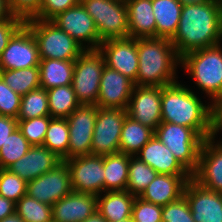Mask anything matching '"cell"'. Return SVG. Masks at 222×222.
<instances>
[{
    "mask_svg": "<svg viewBox=\"0 0 222 222\" xmlns=\"http://www.w3.org/2000/svg\"><path fill=\"white\" fill-rule=\"evenodd\" d=\"M222 21L217 0L182 5L181 17L170 39L177 54H184L221 44Z\"/></svg>",
    "mask_w": 222,
    "mask_h": 222,
    "instance_id": "cell-1",
    "label": "cell"
},
{
    "mask_svg": "<svg viewBox=\"0 0 222 222\" xmlns=\"http://www.w3.org/2000/svg\"><path fill=\"white\" fill-rule=\"evenodd\" d=\"M178 81L162 86L161 120L192 128L203 140L212 137L213 105Z\"/></svg>",
    "mask_w": 222,
    "mask_h": 222,
    "instance_id": "cell-2",
    "label": "cell"
},
{
    "mask_svg": "<svg viewBox=\"0 0 222 222\" xmlns=\"http://www.w3.org/2000/svg\"><path fill=\"white\" fill-rule=\"evenodd\" d=\"M138 73L136 86L162 87L177 82L181 57L168 38L137 39Z\"/></svg>",
    "mask_w": 222,
    "mask_h": 222,
    "instance_id": "cell-3",
    "label": "cell"
},
{
    "mask_svg": "<svg viewBox=\"0 0 222 222\" xmlns=\"http://www.w3.org/2000/svg\"><path fill=\"white\" fill-rule=\"evenodd\" d=\"M196 86L211 98L212 105L222 101V46L197 49L181 57V65Z\"/></svg>",
    "mask_w": 222,
    "mask_h": 222,
    "instance_id": "cell-4",
    "label": "cell"
},
{
    "mask_svg": "<svg viewBox=\"0 0 222 222\" xmlns=\"http://www.w3.org/2000/svg\"><path fill=\"white\" fill-rule=\"evenodd\" d=\"M25 25L36 40L40 59L75 60L85 51L50 20L30 19Z\"/></svg>",
    "mask_w": 222,
    "mask_h": 222,
    "instance_id": "cell-5",
    "label": "cell"
},
{
    "mask_svg": "<svg viewBox=\"0 0 222 222\" xmlns=\"http://www.w3.org/2000/svg\"><path fill=\"white\" fill-rule=\"evenodd\" d=\"M154 135L169 148L178 162L191 175L195 173L204 140L192 128L161 122L155 129Z\"/></svg>",
    "mask_w": 222,
    "mask_h": 222,
    "instance_id": "cell-6",
    "label": "cell"
},
{
    "mask_svg": "<svg viewBox=\"0 0 222 222\" xmlns=\"http://www.w3.org/2000/svg\"><path fill=\"white\" fill-rule=\"evenodd\" d=\"M94 20L101 41L128 38V10L125 0H80Z\"/></svg>",
    "mask_w": 222,
    "mask_h": 222,
    "instance_id": "cell-7",
    "label": "cell"
},
{
    "mask_svg": "<svg viewBox=\"0 0 222 222\" xmlns=\"http://www.w3.org/2000/svg\"><path fill=\"white\" fill-rule=\"evenodd\" d=\"M104 67L105 59L99 50H85L74 60L71 85L80 104L96 105Z\"/></svg>",
    "mask_w": 222,
    "mask_h": 222,
    "instance_id": "cell-8",
    "label": "cell"
},
{
    "mask_svg": "<svg viewBox=\"0 0 222 222\" xmlns=\"http://www.w3.org/2000/svg\"><path fill=\"white\" fill-rule=\"evenodd\" d=\"M127 111L99 108L92 137L91 154L106 156L119 152L120 135Z\"/></svg>",
    "mask_w": 222,
    "mask_h": 222,
    "instance_id": "cell-9",
    "label": "cell"
},
{
    "mask_svg": "<svg viewBox=\"0 0 222 222\" xmlns=\"http://www.w3.org/2000/svg\"><path fill=\"white\" fill-rule=\"evenodd\" d=\"M50 21L70 35L85 50L99 49L102 41L98 36L94 20L81 2L66 11L58 13Z\"/></svg>",
    "mask_w": 222,
    "mask_h": 222,
    "instance_id": "cell-10",
    "label": "cell"
},
{
    "mask_svg": "<svg viewBox=\"0 0 222 222\" xmlns=\"http://www.w3.org/2000/svg\"><path fill=\"white\" fill-rule=\"evenodd\" d=\"M73 191L98 196L104 192L103 156L84 155L65 160Z\"/></svg>",
    "mask_w": 222,
    "mask_h": 222,
    "instance_id": "cell-11",
    "label": "cell"
},
{
    "mask_svg": "<svg viewBox=\"0 0 222 222\" xmlns=\"http://www.w3.org/2000/svg\"><path fill=\"white\" fill-rule=\"evenodd\" d=\"M98 106L80 104L66 119L69 126L68 159L91 154Z\"/></svg>",
    "mask_w": 222,
    "mask_h": 222,
    "instance_id": "cell-12",
    "label": "cell"
},
{
    "mask_svg": "<svg viewBox=\"0 0 222 222\" xmlns=\"http://www.w3.org/2000/svg\"><path fill=\"white\" fill-rule=\"evenodd\" d=\"M72 191L69 167L62 161L55 168L27 182L26 194L52 206Z\"/></svg>",
    "mask_w": 222,
    "mask_h": 222,
    "instance_id": "cell-13",
    "label": "cell"
},
{
    "mask_svg": "<svg viewBox=\"0 0 222 222\" xmlns=\"http://www.w3.org/2000/svg\"><path fill=\"white\" fill-rule=\"evenodd\" d=\"M40 56L31 30L24 24L9 40L0 57V70L39 66Z\"/></svg>",
    "mask_w": 222,
    "mask_h": 222,
    "instance_id": "cell-14",
    "label": "cell"
},
{
    "mask_svg": "<svg viewBox=\"0 0 222 222\" xmlns=\"http://www.w3.org/2000/svg\"><path fill=\"white\" fill-rule=\"evenodd\" d=\"M99 52L104 56L105 65L120 72L134 82L138 73L137 39L118 38L102 41Z\"/></svg>",
    "mask_w": 222,
    "mask_h": 222,
    "instance_id": "cell-15",
    "label": "cell"
},
{
    "mask_svg": "<svg viewBox=\"0 0 222 222\" xmlns=\"http://www.w3.org/2000/svg\"><path fill=\"white\" fill-rule=\"evenodd\" d=\"M162 87L134 86L127 115L155 131L161 120Z\"/></svg>",
    "mask_w": 222,
    "mask_h": 222,
    "instance_id": "cell-16",
    "label": "cell"
},
{
    "mask_svg": "<svg viewBox=\"0 0 222 222\" xmlns=\"http://www.w3.org/2000/svg\"><path fill=\"white\" fill-rule=\"evenodd\" d=\"M194 222H222V193L207 189L191 178L184 189Z\"/></svg>",
    "mask_w": 222,
    "mask_h": 222,
    "instance_id": "cell-17",
    "label": "cell"
},
{
    "mask_svg": "<svg viewBox=\"0 0 222 222\" xmlns=\"http://www.w3.org/2000/svg\"><path fill=\"white\" fill-rule=\"evenodd\" d=\"M192 178L201 186L222 193V141L210 137L202 142Z\"/></svg>",
    "mask_w": 222,
    "mask_h": 222,
    "instance_id": "cell-18",
    "label": "cell"
},
{
    "mask_svg": "<svg viewBox=\"0 0 222 222\" xmlns=\"http://www.w3.org/2000/svg\"><path fill=\"white\" fill-rule=\"evenodd\" d=\"M134 86L132 80L105 65L96 105L99 108L126 110Z\"/></svg>",
    "mask_w": 222,
    "mask_h": 222,
    "instance_id": "cell-19",
    "label": "cell"
},
{
    "mask_svg": "<svg viewBox=\"0 0 222 222\" xmlns=\"http://www.w3.org/2000/svg\"><path fill=\"white\" fill-rule=\"evenodd\" d=\"M97 211V196L72 191L52 205L53 222H82Z\"/></svg>",
    "mask_w": 222,
    "mask_h": 222,
    "instance_id": "cell-20",
    "label": "cell"
},
{
    "mask_svg": "<svg viewBox=\"0 0 222 222\" xmlns=\"http://www.w3.org/2000/svg\"><path fill=\"white\" fill-rule=\"evenodd\" d=\"M61 162L62 159L49 148L32 146L23 157L14 162L8 169L24 181L30 182L55 168Z\"/></svg>",
    "mask_w": 222,
    "mask_h": 222,
    "instance_id": "cell-21",
    "label": "cell"
},
{
    "mask_svg": "<svg viewBox=\"0 0 222 222\" xmlns=\"http://www.w3.org/2000/svg\"><path fill=\"white\" fill-rule=\"evenodd\" d=\"M191 178L192 175L157 174L139 198L155 205L166 206L183 196L186 184Z\"/></svg>",
    "mask_w": 222,
    "mask_h": 222,
    "instance_id": "cell-22",
    "label": "cell"
},
{
    "mask_svg": "<svg viewBox=\"0 0 222 222\" xmlns=\"http://www.w3.org/2000/svg\"><path fill=\"white\" fill-rule=\"evenodd\" d=\"M136 157L153 168L158 174L191 175L156 135L141 148Z\"/></svg>",
    "mask_w": 222,
    "mask_h": 222,
    "instance_id": "cell-23",
    "label": "cell"
},
{
    "mask_svg": "<svg viewBox=\"0 0 222 222\" xmlns=\"http://www.w3.org/2000/svg\"><path fill=\"white\" fill-rule=\"evenodd\" d=\"M128 10L129 37H156V19L152 0H125Z\"/></svg>",
    "mask_w": 222,
    "mask_h": 222,
    "instance_id": "cell-24",
    "label": "cell"
},
{
    "mask_svg": "<svg viewBox=\"0 0 222 222\" xmlns=\"http://www.w3.org/2000/svg\"><path fill=\"white\" fill-rule=\"evenodd\" d=\"M103 193L97 196V211L108 222L132 218V207L136 196L131 195L127 190Z\"/></svg>",
    "mask_w": 222,
    "mask_h": 222,
    "instance_id": "cell-25",
    "label": "cell"
},
{
    "mask_svg": "<svg viewBox=\"0 0 222 222\" xmlns=\"http://www.w3.org/2000/svg\"><path fill=\"white\" fill-rule=\"evenodd\" d=\"M156 37L171 39L177 31L182 12L179 0H152Z\"/></svg>",
    "mask_w": 222,
    "mask_h": 222,
    "instance_id": "cell-26",
    "label": "cell"
},
{
    "mask_svg": "<svg viewBox=\"0 0 222 222\" xmlns=\"http://www.w3.org/2000/svg\"><path fill=\"white\" fill-rule=\"evenodd\" d=\"M40 87L49 90L72 84L74 60L41 59Z\"/></svg>",
    "mask_w": 222,
    "mask_h": 222,
    "instance_id": "cell-27",
    "label": "cell"
},
{
    "mask_svg": "<svg viewBox=\"0 0 222 222\" xmlns=\"http://www.w3.org/2000/svg\"><path fill=\"white\" fill-rule=\"evenodd\" d=\"M129 161L130 156L121 152L103 156L104 192L126 190Z\"/></svg>",
    "mask_w": 222,
    "mask_h": 222,
    "instance_id": "cell-28",
    "label": "cell"
},
{
    "mask_svg": "<svg viewBox=\"0 0 222 222\" xmlns=\"http://www.w3.org/2000/svg\"><path fill=\"white\" fill-rule=\"evenodd\" d=\"M154 134L153 129L142 125L127 115L120 135L119 152L136 156Z\"/></svg>",
    "mask_w": 222,
    "mask_h": 222,
    "instance_id": "cell-29",
    "label": "cell"
},
{
    "mask_svg": "<svg viewBox=\"0 0 222 222\" xmlns=\"http://www.w3.org/2000/svg\"><path fill=\"white\" fill-rule=\"evenodd\" d=\"M0 77L14 92L21 96L40 88L39 66L17 70H0Z\"/></svg>",
    "mask_w": 222,
    "mask_h": 222,
    "instance_id": "cell-30",
    "label": "cell"
},
{
    "mask_svg": "<svg viewBox=\"0 0 222 222\" xmlns=\"http://www.w3.org/2000/svg\"><path fill=\"white\" fill-rule=\"evenodd\" d=\"M49 114L52 118L66 119L79 105L72 85L47 90Z\"/></svg>",
    "mask_w": 222,
    "mask_h": 222,
    "instance_id": "cell-31",
    "label": "cell"
},
{
    "mask_svg": "<svg viewBox=\"0 0 222 222\" xmlns=\"http://www.w3.org/2000/svg\"><path fill=\"white\" fill-rule=\"evenodd\" d=\"M43 146L49 148L62 161L68 160L69 126L67 119L52 118L50 120Z\"/></svg>",
    "mask_w": 222,
    "mask_h": 222,
    "instance_id": "cell-32",
    "label": "cell"
},
{
    "mask_svg": "<svg viewBox=\"0 0 222 222\" xmlns=\"http://www.w3.org/2000/svg\"><path fill=\"white\" fill-rule=\"evenodd\" d=\"M157 172L136 156H130L126 190L139 197L157 176Z\"/></svg>",
    "mask_w": 222,
    "mask_h": 222,
    "instance_id": "cell-33",
    "label": "cell"
},
{
    "mask_svg": "<svg viewBox=\"0 0 222 222\" xmlns=\"http://www.w3.org/2000/svg\"><path fill=\"white\" fill-rule=\"evenodd\" d=\"M50 116L47 90L38 88L21 97V105L17 120L33 119Z\"/></svg>",
    "mask_w": 222,
    "mask_h": 222,
    "instance_id": "cell-34",
    "label": "cell"
},
{
    "mask_svg": "<svg viewBox=\"0 0 222 222\" xmlns=\"http://www.w3.org/2000/svg\"><path fill=\"white\" fill-rule=\"evenodd\" d=\"M15 212L24 222H53L52 206L25 194L15 205Z\"/></svg>",
    "mask_w": 222,
    "mask_h": 222,
    "instance_id": "cell-35",
    "label": "cell"
},
{
    "mask_svg": "<svg viewBox=\"0 0 222 222\" xmlns=\"http://www.w3.org/2000/svg\"><path fill=\"white\" fill-rule=\"evenodd\" d=\"M32 147L28 140L16 128L3 143L0 150V168L8 169L14 162L23 157Z\"/></svg>",
    "mask_w": 222,
    "mask_h": 222,
    "instance_id": "cell-36",
    "label": "cell"
},
{
    "mask_svg": "<svg viewBox=\"0 0 222 222\" xmlns=\"http://www.w3.org/2000/svg\"><path fill=\"white\" fill-rule=\"evenodd\" d=\"M51 116L18 120V129L32 146H43Z\"/></svg>",
    "mask_w": 222,
    "mask_h": 222,
    "instance_id": "cell-37",
    "label": "cell"
},
{
    "mask_svg": "<svg viewBox=\"0 0 222 222\" xmlns=\"http://www.w3.org/2000/svg\"><path fill=\"white\" fill-rule=\"evenodd\" d=\"M26 192V181L9 169L0 168V196L16 203Z\"/></svg>",
    "mask_w": 222,
    "mask_h": 222,
    "instance_id": "cell-38",
    "label": "cell"
},
{
    "mask_svg": "<svg viewBox=\"0 0 222 222\" xmlns=\"http://www.w3.org/2000/svg\"><path fill=\"white\" fill-rule=\"evenodd\" d=\"M162 222H194L189 204L184 196L162 207Z\"/></svg>",
    "mask_w": 222,
    "mask_h": 222,
    "instance_id": "cell-39",
    "label": "cell"
},
{
    "mask_svg": "<svg viewBox=\"0 0 222 222\" xmlns=\"http://www.w3.org/2000/svg\"><path fill=\"white\" fill-rule=\"evenodd\" d=\"M21 95L14 92L0 77V116L18 117Z\"/></svg>",
    "mask_w": 222,
    "mask_h": 222,
    "instance_id": "cell-40",
    "label": "cell"
},
{
    "mask_svg": "<svg viewBox=\"0 0 222 222\" xmlns=\"http://www.w3.org/2000/svg\"><path fill=\"white\" fill-rule=\"evenodd\" d=\"M162 206L136 197L132 207V220L136 222H162Z\"/></svg>",
    "mask_w": 222,
    "mask_h": 222,
    "instance_id": "cell-41",
    "label": "cell"
},
{
    "mask_svg": "<svg viewBox=\"0 0 222 222\" xmlns=\"http://www.w3.org/2000/svg\"><path fill=\"white\" fill-rule=\"evenodd\" d=\"M41 3L42 0H8L11 14L24 22L39 15Z\"/></svg>",
    "mask_w": 222,
    "mask_h": 222,
    "instance_id": "cell-42",
    "label": "cell"
},
{
    "mask_svg": "<svg viewBox=\"0 0 222 222\" xmlns=\"http://www.w3.org/2000/svg\"><path fill=\"white\" fill-rule=\"evenodd\" d=\"M80 0H42L39 15L35 19L51 20L58 13L77 5Z\"/></svg>",
    "mask_w": 222,
    "mask_h": 222,
    "instance_id": "cell-43",
    "label": "cell"
},
{
    "mask_svg": "<svg viewBox=\"0 0 222 222\" xmlns=\"http://www.w3.org/2000/svg\"><path fill=\"white\" fill-rule=\"evenodd\" d=\"M25 24V22L16 16L0 22V57L7 47L12 36Z\"/></svg>",
    "mask_w": 222,
    "mask_h": 222,
    "instance_id": "cell-44",
    "label": "cell"
},
{
    "mask_svg": "<svg viewBox=\"0 0 222 222\" xmlns=\"http://www.w3.org/2000/svg\"><path fill=\"white\" fill-rule=\"evenodd\" d=\"M18 128V120L9 116H0V150L9 135Z\"/></svg>",
    "mask_w": 222,
    "mask_h": 222,
    "instance_id": "cell-45",
    "label": "cell"
},
{
    "mask_svg": "<svg viewBox=\"0 0 222 222\" xmlns=\"http://www.w3.org/2000/svg\"><path fill=\"white\" fill-rule=\"evenodd\" d=\"M222 130V101L213 105V132L212 137L216 138L217 133Z\"/></svg>",
    "mask_w": 222,
    "mask_h": 222,
    "instance_id": "cell-46",
    "label": "cell"
},
{
    "mask_svg": "<svg viewBox=\"0 0 222 222\" xmlns=\"http://www.w3.org/2000/svg\"><path fill=\"white\" fill-rule=\"evenodd\" d=\"M15 205L12 200L0 196V220L15 213Z\"/></svg>",
    "mask_w": 222,
    "mask_h": 222,
    "instance_id": "cell-47",
    "label": "cell"
},
{
    "mask_svg": "<svg viewBox=\"0 0 222 222\" xmlns=\"http://www.w3.org/2000/svg\"><path fill=\"white\" fill-rule=\"evenodd\" d=\"M8 0H0V22L8 20L12 17Z\"/></svg>",
    "mask_w": 222,
    "mask_h": 222,
    "instance_id": "cell-48",
    "label": "cell"
},
{
    "mask_svg": "<svg viewBox=\"0 0 222 222\" xmlns=\"http://www.w3.org/2000/svg\"><path fill=\"white\" fill-rule=\"evenodd\" d=\"M82 222H108L98 211H95L91 216Z\"/></svg>",
    "mask_w": 222,
    "mask_h": 222,
    "instance_id": "cell-49",
    "label": "cell"
},
{
    "mask_svg": "<svg viewBox=\"0 0 222 222\" xmlns=\"http://www.w3.org/2000/svg\"><path fill=\"white\" fill-rule=\"evenodd\" d=\"M0 222H24L23 219L15 212L12 215H9L5 218H3L2 220H0Z\"/></svg>",
    "mask_w": 222,
    "mask_h": 222,
    "instance_id": "cell-50",
    "label": "cell"
},
{
    "mask_svg": "<svg viewBox=\"0 0 222 222\" xmlns=\"http://www.w3.org/2000/svg\"><path fill=\"white\" fill-rule=\"evenodd\" d=\"M182 5H191V4H197V3H205L207 1L211 0H179Z\"/></svg>",
    "mask_w": 222,
    "mask_h": 222,
    "instance_id": "cell-51",
    "label": "cell"
},
{
    "mask_svg": "<svg viewBox=\"0 0 222 222\" xmlns=\"http://www.w3.org/2000/svg\"><path fill=\"white\" fill-rule=\"evenodd\" d=\"M217 3L219 4L220 16H221V21H222V0H217Z\"/></svg>",
    "mask_w": 222,
    "mask_h": 222,
    "instance_id": "cell-52",
    "label": "cell"
},
{
    "mask_svg": "<svg viewBox=\"0 0 222 222\" xmlns=\"http://www.w3.org/2000/svg\"><path fill=\"white\" fill-rule=\"evenodd\" d=\"M117 222H133V220H132V218H126L124 220L117 221Z\"/></svg>",
    "mask_w": 222,
    "mask_h": 222,
    "instance_id": "cell-53",
    "label": "cell"
}]
</instances>
